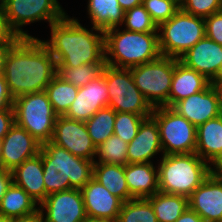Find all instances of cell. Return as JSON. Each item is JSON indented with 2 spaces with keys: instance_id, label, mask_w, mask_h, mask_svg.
Instances as JSON below:
<instances>
[{
  "instance_id": "obj_28",
  "label": "cell",
  "mask_w": 222,
  "mask_h": 222,
  "mask_svg": "<svg viewBox=\"0 0 222 222\" xmlns=\"http://www.w3.org/2000/svg\"><path fill=\"white\" fill-rule=\"evenodd\" d=\"M153 207L158 222H175L189 207L188 197L158 191L146 198Z\"/></svg>"
},
{
  "instance_id": "obj_37",
  "label": "cell",
  "mask_w": 222,
  "mask_h": 222,
  "mask_svg": "<svg viewBox=\"0 0 222 222\" xmlns=\"http://www.w3.org/2000/svg\"><path fill=\"white\" fill-rule=\"evenodd\" d=\"M180 8L191 15L206 18L222 10V0H182Z\"/></svg>"
},
{
  "instance_id": "obj_5",
  "label": "cell",
  "mask_w": 222,
  "mask_h": 222,
  "mask_svg": "<svg viewBox=\"0 0 222 222\" xmlns=\"http://www.w3.org/2000/svg\"><path fill=\"white\" fill-rule=\"evenodd\" d=\"M157 162L159 191L189 197L211 174V166L196 153L163 155Z\"/></svg>"
},
{
  "instance_id": "obj_30",
  "label": "cell",
  "mask_w": 222,
  "mask_h": 222,
  "mask_svg": "<svg viewBox=\"0 0 222 222\" xmlns=\"http://www.w3.org/2000/svg\"><path fill=\"white\" fill-rule=\"evenodd\" d=\"M115 117L116 112L110 107H105L85 121L88 134L96 147L114 134Z\"/></svg>"
},
{
  "instance_id": "obj_36",
  "label": "cell",
  "mask_w": 222,
  "mask_h": 222,
  "mask_svg": "<svg viewBox=\"0 0 222 222\" xmlns=\"http://www.w3.org/2000/svg\"><path fill=\"white\" fill-rule=\"evenodd\" d=\"M142 5L157 26L168 21L180 9L177 0H142Z\"/></svg>"
},
{
  "instance_id": "obj_40",
  "label": "cell",
  "mask_w": 222,
  "mask_h": 222,
  "mask_svg": "<svg viewBox=\"0 0 222 222\" xmlns=\"http://www.w3.org/2000/svg\"><path fill=\"white\" fill-rule=\"evenodd\" d=\"M14 109H0V141L9 132V129L14 125Z\"/></svg>"
},
{
  "instance_id": "obj_38",
  "label": "cell",
  "mask_w": 222,
  "mask_h": 222,
  "mask_svg": "<svg viewBox=\"0 0 222 222\" xmlns=\"http://www.w3.org/2000/svg\"><path fill=\"white\" fill-rule=\"evenodd\" d=\"M206 37L222 45V10L204 18Z\"/></svg>"
},
{
  "instance_id": "obj_29",
  "label": "cell",
  "mask_w": 222,
  "mask_h": 222,
  "mask_svg": "<svg viewBox=\"0 0 222 222\" xmlns=\"http://www.w3.org/2000/svg\"><path fill=\"white\" fill-rule=\"evenodd\" d=\"M79 87L56 75L44 90L58 116H64L75 100Z\"/></svg>"
},
{
  "instance_id": "obj_49",
  "label": "cell",
  "mask_w": 222,
  "mask_h": 222,
  "mask_svg": "<svg viewBox=\"0 0 222 222\" xmlns=\"http://www.w3.org/2000/svg\"><path fill=\"white\" fill-rule=\"evenodd\" d=\"M0 222H12V218L0 214Z\"/></svg>"
},
{
  "instance_id": "obj_16",
  "label": "cell",
  "mask_w": 222,
  "mask_h": 222,
  "mask_svg": "<svg viewBox=\"0 0 222 222\" xmlns=\"http://www.w3.org/2000/svg\"><path fill=\"white\" fill-rule=\"evenodd\" d=\"M179 61L217 84L222 68V45L203 37Z\"/></svg>"
},
{
  "instance_id": "obj_9",
  "label": "cell",
  "mask_w": 222,
  "mask_h": 222,
  "mask_svg": "<svg viewBox=\"0 0 222 222\" xmlns=\"http://www.w3.org/2000/svg\"><path fill=\"white\" fill-rule=\"evenodd\" d=\"M102 73L108 88V107L115 112L134 113L145 118L152 115L154 108L135 85L130 69L106 64Z\"/></svg>"
},
{
  "instance_id": "obj_48",
  "label": "cell",
  "mask_w": 222,
  "mask_h": 222,
  "mask_svg": "<svg viewBox=\"0 0 222 222\" xmlns=\"http://www.w3.org/2000/svg\"><path fill=\"white\" fill-rule=\"evenodd\" d=\"M83 222H118V221L87 216Z\"/></svg>"
},
{
  "instance_id": "obj_19",
  "label": "cell",
  "mask_w": 222,
  "mask_h": 222,
  "mask_svg": "<svg viewBox=\"0 0 222 222\" xmlns=\"http://www.w3.org/2000/svg\"><path fill=\"white\" fill-rule=\"evenodd\" d=\"M163 156L159 127L156 120L150 116L139 126L135 138L128 143V163H153V159ZM161 154V155H160Z\"/></svg>"
},
{
  "instance_id": "obj_27",
  "label": "cell",
  "mask_w": 222,
  "mask_h": 222,
  "mask_svg": "<svg viewBox=\"0 0 222 222\" xmlns=\"http://www.w3.org/2000/svg\"><path fill=\"white\" fill-rule=\"evenodd\" d=\"M38 210L36 201L13 182L0 202V214L12 219L33 214Z\"/></svg>"
},
{
  "instance_id": "obj_10",
  "label": "cell",
  "mask_w": 222,
  "mask_h": 222,
  "mask_svg": "<svg viewBox=\"0 0 222 222\" xmlns=\"http://www.w3.org/2000/svg\"><path fill=\"white\" fill-rule=\"evenodd\" d=\"M175 58L160 56L156 60L130 68L134 83L150 105L168 107Z\"/></svg>"
},
{
  "instance_id": "obj_1",
  "label": "cell",
  "mask_w": 222,
  "mask_h": 222,
  "mask_svg": "<svg viewBox=\"0 0 222 222\" xmlns=\"http://www.w3.org/2000/svg\"><path fill=\"white\" fill-rule=\"evenodd\" d=\"M3 75L15 99L44 91L57 75V64L40 38H19L8 50Z\"/></svg>"
},
{
  "instance_id": "obj_35",
  "label": "cell",
  "mask_w": 222,
  "mask_h": 222,
  "mask_svg": "<svg viewBox=\"0 0 222 222\" xmlns=\"http://www.w3.org/2000/svg\"><path fill=\"white\" fill-rule=\"evenodd\" d=\"M145 117L127 112H116L114 134L130 143L136 136L139 126Z\"/></svg>"
},
{
  "instance_id": "obj_44",
  "label": "cell",
  "mask_w": 222,
  "mask_h": 222,
  "mask_svg": "<svg viewBox=\"0 0 222 222\" xmlns=\"http://www.w3.org/2000/svg\"><path fill=\"white\" fill-rule=\"evenodd\" d=\"M12 222H43V218L41 215V211L38 210L33 214L27 216L13 218Z\"/></svg>"
},
{
  "instance_id": "obj_32",
  "label": "cell",
  "mask_w": 222,
  "mask_h": 222,
  "mask_svg": "<svg viewBox=\"0 0 222 222\" xmlns=\"http://www.w3.org/2000/svg\"><path fill=\"white\" fill-rule=\"evenodd\" d=\"M118 222H158L153 207L146 198H134L122 203Z\"/></svg>"
},
{
  "instance_id": "obj_24",
  "label": "cell",
  "mask_w": 222,
  "mask_h": 222,
  "mask_svg": "<svg viewBox=\"0 0 222 222\" xmlns=\"http://www.w3.org/2000/svg\"><path fill=\"white\" fill-rule=\"evenodd\" d=\"M195 153L211 167L222 157V114L196 128Z\"/></svg>"
},
{
  "instance_id": "obj_25",
  "label": "cell",
  "mask_w": 222,
  "mask_h": 222,
  "mask_svg": "<svg viewBox=\"0 0 222 222\" xmlns=\"http://www.w3.org/2000/svg\"><path fill=\"white\" fill-rule=\"evenodd\" d=\"M86 5L92 27L106 31L123 24L125 11L118 0H88Z\"/></svg>"
},
{
  "instance_id": "obj_34",
  "label": "cell",
  "mask_w": 222,
  "mask_h": 222,
  "mask_svg": "<svg viewBox=\"0 0 222 222\" xmlns=\"http://www.w3.org/2000/svg\"><path fill=\"white\" fill-rule=\"evenodd\" d=\"M122 26L124 30L139 33L158 32V26L142 4L124 12Z\"/></svg>"
},
{
  "instance_id": "obj_6",
  "label": "cell",
  "mask_w": 222,
  "mask_h": 222,
  "mask_svg": "<svg viewBox=\"0 0 222 222\" xmlns=\"http://www.w3.org/2000/svg\"><path fill=\"white\" fill-rule=\"evenodd\" d=\"M205 36L204 18L191 15L181 8L168 21L158 26L161 55L176 59Z\"/></svg>"
},
{
  "instance_id": "obj_15",
  "label": "cell",
  "mask_w": 222,
  "mask_h": 222,
  "mask_svg": "<svg viewBox=\"0 0 222 222\" xmlns=\"http://www.w3.org/2000/svg\"><path fill=\"white\" fill-rule=\"evenodd\" d=\"M42 144L27 130L14 125L0 141V164L5 170L12 171L25 160L40 153Z\"/></svg>"
},
{
  "instance_id": "obj_43",
  "label": "cell",
  "mask_w": 222,
  "mask_h": 222,
  "mask_svg": "<svg viewBox=\"0 0 222 222\" xmlns=\"http://www.w3.org/2000/svg\"><path fill=\"white\" fill-rule=\"evenodd\" d=\"M175 222H204L203 219L189 207Z\"/></svg>"
},
{
  "instance_id": "obj_2",
  "label": "cell",
  "mask_w": 222,
  "mask_h": 222,
  "mask_svg": "<svg viewBox=\"0 0 222 222\" xmlns=\"http://www.w3.org/2000/svg\"><path fill=\"white\" fill-rule=\"evenodd\" d=\"M50 39L41 41L53 55L57 67H77L88 63H106L104 31L87 28L68 13L50 26Z\"/></svg>"
},
{
  "instance_id": "obj_31",
  "label": "cell",
  "mask_w": 222,
  "mask_h": 222,
  "mask_svg": "<svg viewBox=\"0 0 222 222\" xmlns=\"http://www.w3.org/2000/svg\"><path fill=\"white\" fill-rule=\"evenodd\" d=\"M127 148L128 143L113 134L96 147L94 162L125 166L128 164Z\"/></svg>"
},
{
  "instance_id": "obj_18",
  "label": "cell",
  "mask_w": 222,
  "mask_h": 222,
  "mask_svg": "<svg viewBox=\"0 0 222 222\" xmlns=\"http://www.w3.org/2000/svg\"><path fill=\"white\" fill-rule=\"evenodd\" d=\"M188 204L204 222H222V179L211 172L188 197Z\"/></svg>"
},
{
  "instance_id": "obj_8",
  "label": "cell",
  "mask_w": 222,
  "mask_h": 222,
  "mask_svg": "<svg viewBox=\"0 0 222 222\" xmlns=\"http://www.w3.org/2000/svg\"><path fill=\"white\" fill-rule=\"evenodd\" d=\"M7 23L10 29L19 38H36L30 35L23 27L31 23L47 22L50 26L53 22L61 20L66 10L58 0H1Z\"/></svg>"
},
{
  "instance_id": "obj_13",
  "label": "cell",
  "mask_w": 222,
  "mask_h": 222,
  "mask_svg": "<svg viewBox=\"0 0 222 222\" xmlns=\"http://www.w3.org/2000/svg\"><path fill=\"white\" fill-rule=\"evenodd\" d=\"M51 142L74 156L94 161L96 146L88 134L84 121L58 116Z\"/></svg>"
},
{
  "instance_id": "obj_21",
  "label": "cell",
  "mask_w": 222,
  "mask_h": 222,
  "mask_svg": "<svg viewBox=\"0 0 222 222\" xmlns=\"http://www.w3.org/2000/svg\"><path fill=\"white\" fill-rule=\"evenodd\" d=\"M156 164L154 161V163H128L125 165L129 200L147 198L159 191L158 166Z\"/></svg>"
},
{
  "instance_id": "obj_20",
  "label": "cell",
  "mask_w": 222,
  "mask_h": 222,
  "mask_svg": "<svg viewBox=\"0 0 222 222\" xmlns=\"http://www.w3.org/2000/svg\"><path fill=\"white\" fill-rule=\"evenodd\" d=\"M86 216L117 220L122 201L93 177L81 189Z\"/></svg>"
},
{
  "instance_id": "obj_50",
  "label": "cell",
  "mask_w": 222,
  "mask_h": 222,
  "mask_svg": "<svg viewBox=\"0 0 222 222\" xmlns=\"http://www.w3.org/2000/svg\"><path fill=\"white\" fill-rule=\"evenodd\" d=\"M217 85L222 86V68H221V73L219 75V82L217 83Z\"/></svg>"
},
{
  "instance_id": "obj_39",
  "label": "cell",
  "mask_w": 222,
  "mask_h": 222,
  "mask_svg": "<svg viewBox=\"0 0 222 222\" xmlns=\"http://www.w3.org/2000/svg\"><path fill=\"white\" fill-rule=\"evenodd\" d=\"M19 37L15 35V33L10 29L5 10L0 0V43H15Z\"/></svg>"
},
{
  "instance_id": "obj_46",
  "label": "cell",
  "mask_w": 222,
  "mask_h": 222,
  "mask_svg": "<svg viewBox=\"0 0 222 222\" xmlns=\"http://www.w3.org/2000/svg\"><path fill=\"white\" fill-rule=\"evenodd\" d=\"M118 2L124 11L142 4V0H118Z\"/></svg>"
},
{
  "instance_id": "obj_26",
  "label": "cell",
  "mask_w": 222,
  "mask_h": 222,
  "mask_svg": "<svg viewBox=\"0 0 222 222\" xmlns=\"http://www.w3.org/2000/svg\"><path fill=\"white\" fill-rule=\"evenodd\" d=\"M93 178L122 202L129 200V189L125 178V166L94 162Z\"/></svg>"
},
{
  "instance_id": "obj_17",
  "label": "cell",
  "mask_w": 222,
  "mask_h": 222,
  "mask_svg": "<svg viewBox=\"0 0 222 222\" xmlns=\"http://www.w3.org/2000/svg\"><path fill=\"white\" fill-rule=\"evenodd\" d=\"M109 95L106 80L102 73L86 86L79 87L77 96L72 102L65 117L73 120L87 121L98 110L108 107Z\"/></svg>"
},
{
  "instance_id": "obj_33",
  "label": "cell",
  "mask_w": 222,
  "mask_h": 222,
  "mask_svg": "<svg viewBox=\"0 0 222 222\" xmlns=\"http://www.w3.org/2000/svg\"><path fill=\"white\" fill-rule=\"evenodd\" d=\"M105 65L106 63H88L74 68L57 67V75L76 87H83L100 76Z\"/></svg>"
},
{
  "instance_id": "obj_12",
  "label": "cell",
  "mask_w": 222,
  "mask_h": 222,
  "mask_svg": "<svg viewBox=\"0 0 222 222\" xmlns=\"http://www.w3.org/2000/svg\"><path fill=\"white\" fill-rule=\"evenodd\" d=\"M172 109L197 128L222 114L221 86L211 82L204 90L178 101Z\"/></svg>"
},
{
  "instance_id": "obj_14",
  "label": "cell",
  "mask_w": 222,
  "mask_h": 222,
  "mask_svg": "<svg viewBox=\"0 0 222 222\" xmlns=\"http://www.w3.org/2000/svg\"><path fill=\"white\" fill-rule=\"evenodd\" d=\"M39 210L43 222H83L87 217L80 189L47 195L39 205Z\"/></svg>"
},
{
  "instance_id": "obj_4",
  "label": "cell",
  "mask_w": 222,
  "mask_h": 222,
  "mask_svg": "<svg viewBox=\"0 0 222 222\" xmlns=\"http://www.w3.org/2000/svg\"><path fill=\"white\" fill-rule=\"evenodd\" d=\"M105 61L109 66L130 69L161 56L158 32L139 33L114 27L104 31Z\"/></svg>"
},
{
  "instance_id": "obj_47",
  "label": "cell",
  "mask_w": 222,
  "mask_h": 222,
  "mask_svg": "<svg viewBox=\"0 0 222 222\" xmlns=\"http://www.w3.org/2000/svg\"><path fill=\"white\" fill-rule=\"evenodd\" d=\"M211 168H212V173L216 177L222 179V157L219 160H217Z\"/></svg>"
},
{
  "instance_id": "obj_7",
  "label": "cell",
  "mask_w": 222,
  "mask_h": 222,
  "mask_svg": "<svg viewBox=\"0 0 222 222\" xmlns=\"http://www.w3.org/2000/svg\"><path fill=\"white\" fill-rule=\"evenodd\" d=\"M13 109L16 125L27 130L41 144L52 140L58 115L45 91L15 98Z\"/></svg>"
},
{
  "instance_id": "obj_23",
  "label": "cell",
  "mask_w": 222,
  "mask_h": 222,
  "mask_svg": "<svg viewBox=\"0 0 222 222\" xmlns=\"http://www.w3.org/2000/svg\"><path fill=\"white\" fill-rule=\"evenodd\" d=\"M11 174L13 183L24 189L38 205L45 200L43 165L40 153L15 167Z\"/></svg>"
},
{
  "instance_id": "obj_22",
  "label": "cell",
  "mask_w": 222,
  "mask_h": 222,
  "mask_svg": "<svg viewBox=\"0 0 222 222\" xmlns=\"http://www.w3.org/2000/svg\"><path fill=\"white\" fill-rule=\"evenodd\" d=\"M210 83L211 81L204 75L185 66L179 59L175 58V69L168 98V107L172 108L178 101L204 90Z\"/></svg>"
},
{
  "instance_id": "obj_41",
  "label": "cell",
  "mask_w": 222,
  "mask_h": 222,
  "mask_svg": "<svg viewBox=\"0 0 222 222\" xmlns=\"http://www.w3.org/2000/svg\"><path fill=\"white\" fill-rule=\"evenodd\" d=\"M13 97L11 96L3 74L0 75V109L13 108Z\"/></svg>"
},
{
  "instance_id": "obj_3",
  "label": "cell",
  "mask_w": 222,
  "mask_h": 222,
  "mask_svg": "<svg viewBox=\"0 0 222 222\" xmlns=\"http://www.w3.org/2000/svg\"><path fill=\"white\" fill-rule=\"evenodd\" d=\"M43 165L45 198L70 189H82L93 177L94 161L74 156L51 141L40 149Z\"/></svg>"
},
{
  "instance_id": "obj_42",
  "label": "cell",
  "mask_w": 222,
  "mask_h": 222,
  "mask_svg": "<svg viewBox=\"0 0 222 222\" xmlns=\"http://www.w3.org/2000/svg\"><path fill=\"white\" fill-rule=\"evenodd\" d=\"M12 182L13 180L11 171L2 168L0 170V202Z\"/></svg>"
},
{
  "instance_id": "obj_45",
  "label": "cell",
  "mask_w": 222,
  "mask_h": 222,
  "mask_svg": "<svg viewBox=\"0 0 222 222\" xmlns=\"http://www.w3.org/2000/svg\"><path fill=\"white\" fill-rule=\"evenodd\" d=\"M13 44L14 43H0V75L4 74L5 60L8 50Z\"/></svg>"
},
{
  "instance_id": "obj_11",
  "label": "cell",
  "mask_w": 222,
  "mask_h": 222,
  "mask_svg": "<svg viewBox=\"0 0 222 222\" xmlns=\"http://www.w3.org/2000/svg\"><path fill=\"white\" fill-rule=\"evenodd\" d=\"M160 132L163 155L195 153L196 127L171 107L160 106L151 115Z\"/></svg>"
}]
</instances>
